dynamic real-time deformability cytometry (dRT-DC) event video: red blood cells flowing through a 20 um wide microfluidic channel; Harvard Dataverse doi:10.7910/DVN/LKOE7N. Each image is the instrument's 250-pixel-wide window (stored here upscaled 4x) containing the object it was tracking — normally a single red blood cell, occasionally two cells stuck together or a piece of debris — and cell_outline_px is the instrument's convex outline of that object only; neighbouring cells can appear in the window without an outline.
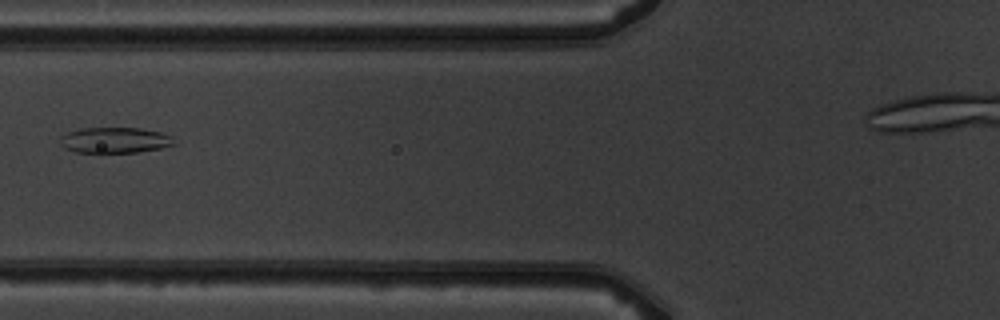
{"species": "common noctule bat (a hibernating species)", "species_latin": "Nyctalus noctula", "temperature_condition": "warm", "stored_images_in_passage": 5, "camera_frame_rate_fps": 3000, "um_per_image_px": 0.085, "animal": {"sex": "male", "body_mass_g": 19.5, "forearm_length_mm": 54.6}, "frame": {"image": 1, "passage_image": 5, "time_ms": 5.667, "image_size_px": [1000, 320], "cell_outline_px": [[176, 144], [160, 148], [136, 152], [76, 152], [64, 148], [60, 144], [60, 136], [68, 132], [80, 128], [140, 128], [160, 132], [172, 136]], "centroid_in_image_um": [9.75, 11.91], "position_along_channel_um": 116.1, "area_um2": 17.05}}